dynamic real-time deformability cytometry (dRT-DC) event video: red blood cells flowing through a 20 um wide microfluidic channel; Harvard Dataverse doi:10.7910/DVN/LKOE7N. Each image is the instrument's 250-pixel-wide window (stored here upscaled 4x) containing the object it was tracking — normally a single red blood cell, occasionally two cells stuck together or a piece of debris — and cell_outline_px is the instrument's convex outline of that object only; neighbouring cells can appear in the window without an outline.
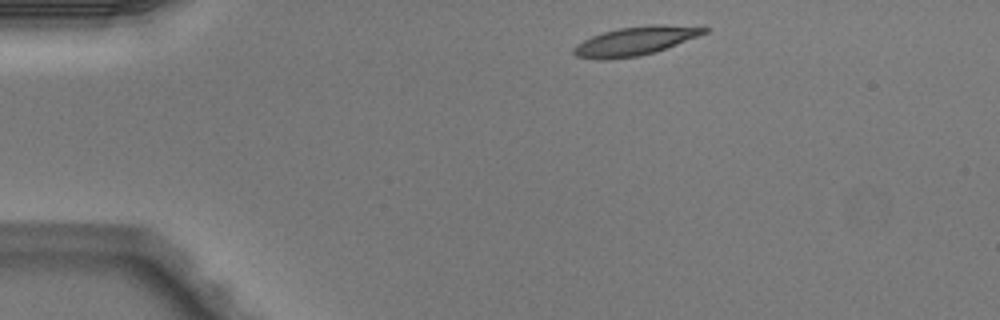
{"species": "Egyptian fruit bat (a non-hibernating species)", "species_latin": "Rousettus aegyptiacus", "temperature_condition": "warm", "stored_images_in_passage": 3, "camera_frame_rate_fps": 3000, "um_per_image_px": 0.085, "animal": {"sex": "male"}, "frame": {"image": 1, "passage_image": 1, "time_ms": 0.0, "image_size_px": [1000, 320], "cell_outline_px": [[708, 32], [656, 52], [640, 56], [608, 60], [600, 60], [576, 56], [572, 52], [572, 48], [576, 44], [592, 36], [604, 32], [620, 28], [648, 24], [664, 24], [708, 28]], "centroid_in_image_um": [53.96, 3.49], "position_along_channel_um": 31.0, "area_um2": 21.85}}
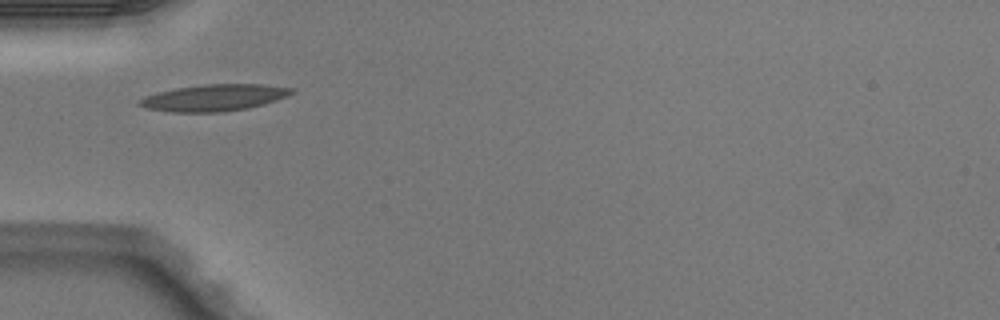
{"frame": {"image": 2, "passage_image": 3, "time_ms": 0.667, "image_size_px": [1000, 320], "cell_outline_px": [[296, 92], [288, 96], [264, 104], [248, 108], [220, 112], [172, 112], [148, 108], [136, 104], [136, 100], [144, 96], [176, 88], [204, 84], [264, 84], [296, 88]], "centroid_in_image_um": [18.24, 8.3], "position_along_channel_um": 66.8, "area_um2": 23.76}}